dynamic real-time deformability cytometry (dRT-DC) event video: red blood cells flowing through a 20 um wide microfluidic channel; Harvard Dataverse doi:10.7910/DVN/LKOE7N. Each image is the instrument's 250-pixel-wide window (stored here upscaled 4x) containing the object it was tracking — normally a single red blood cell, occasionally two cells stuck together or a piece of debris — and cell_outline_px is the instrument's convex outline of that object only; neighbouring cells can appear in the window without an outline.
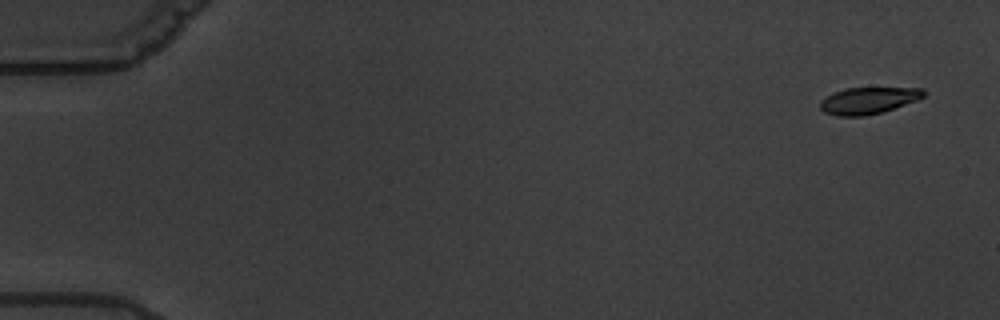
{"species": "common noctule bat (a hibernating species)", "species_latin": "Nyctalus noctula", "temperature_condition": "warm", "stored_images_in_passage": 5, "camera_frame_rate_fps": 3000, "um_per_image_px": 0.085, "animal": {"sex": "male", "body_mass_g": 19.5, "forearm_length_mm": 54.6}, "frame": {"image": 1, "passage_image": 1, "time_ms": 0.0, "image_size_px": [1000, 320], "cell_outline_px": [[924, 96], [916, 100], [884, 112], [864, 116], [836, 116], [824, 112], [820, 108], [820, 100], [824, 96], [832, 92], [844, 88], [924, 88]], "centroid_in_image_um": [73.75, 8.55], "position_along_channel_um": 11.3, "area_um2": 16.24}}